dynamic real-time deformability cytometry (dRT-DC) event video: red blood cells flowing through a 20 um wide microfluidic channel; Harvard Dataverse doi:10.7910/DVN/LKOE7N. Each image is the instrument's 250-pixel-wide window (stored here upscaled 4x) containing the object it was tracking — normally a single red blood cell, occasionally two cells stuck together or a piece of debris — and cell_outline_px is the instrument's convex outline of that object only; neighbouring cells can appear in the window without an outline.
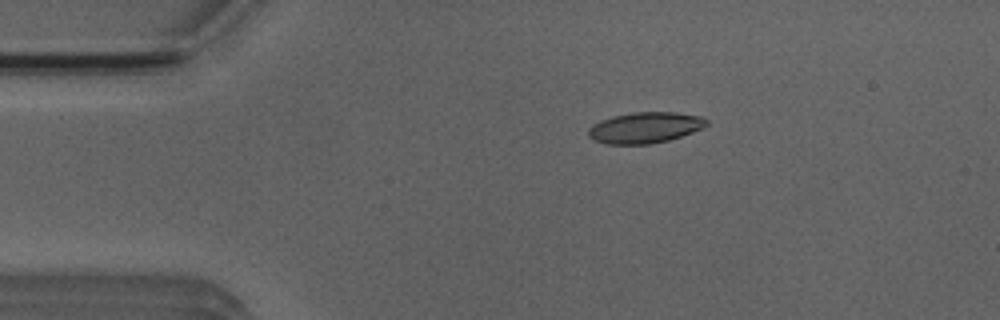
{"species": "Egyptian fruit bat (a non-hibernating species)", "species_latin": "Rousettus aegyptiacus", "temperature_condition": "room temperature", "stored_images_in_passage": 5, "camera_frame_rate_fps": 3000, "um_per_image_px": 0.085, "animal": {"sex": "male"}, "frame": {"image": 1, "passage_image": 3, "time_ms": 2.333, "image_size_px": [1000, 320], "cell_outline_px": [[708, 124], [704, 128], [668, 140], [648, 144], [608, 144], [592, 140], [588, 136], [588, 128], [592, 124], [600, 120], [612, 116], [632, 112], [676, 112], [700, 116], [708, 120]], "centroid_in_image_um": [54.8, 10.84], "position_along_channel_um": 30.2, "area_um2": 21.44}}